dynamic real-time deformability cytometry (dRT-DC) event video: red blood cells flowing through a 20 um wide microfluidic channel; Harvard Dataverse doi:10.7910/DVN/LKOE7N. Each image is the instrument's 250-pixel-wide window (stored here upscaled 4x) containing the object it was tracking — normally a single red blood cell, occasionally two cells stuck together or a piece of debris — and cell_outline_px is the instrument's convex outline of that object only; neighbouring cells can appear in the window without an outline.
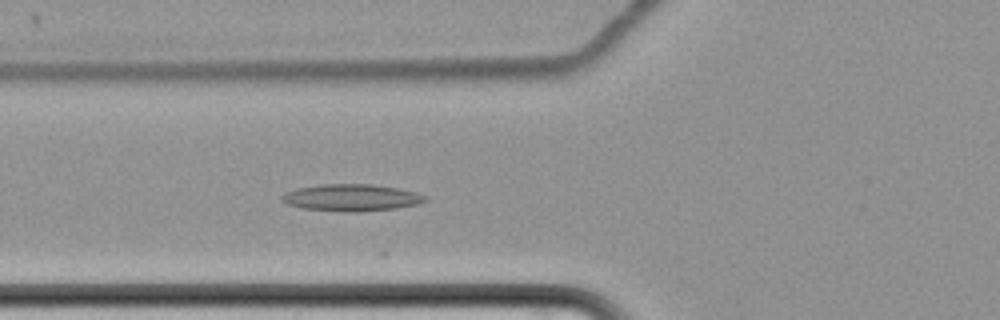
{"species": "common noctule bat (a hibernating species)", "species_latin": "Nyctalus noctula", "temperature_condition": "cold", "stored_images_in_passage": 36, "camera_frame_rate_fps": 3000, "um_per_image_px": 0.085, "animal": {"sex": "female", "body_mass_g": 22.7, "forearm_length_mm": 54.2}, "frame": {"image": 1, "passage_image": 30, "time_ms": 9.667, "image_size_px": [1000, 320], "cell_outline_px": [[428, 200], [416, 204], [396, 208], [352, 212], [344, 212], [304, 208], [288, 204], [280, 200], [280, 196], [296, 188], [320, 184], [368, 184], [396, 188], [416, 192], [428, 196]], "centroid_in_image_um": [29.87, 16.79], "position_along_channel_um": 95.9, "area_um2": 22.31}}
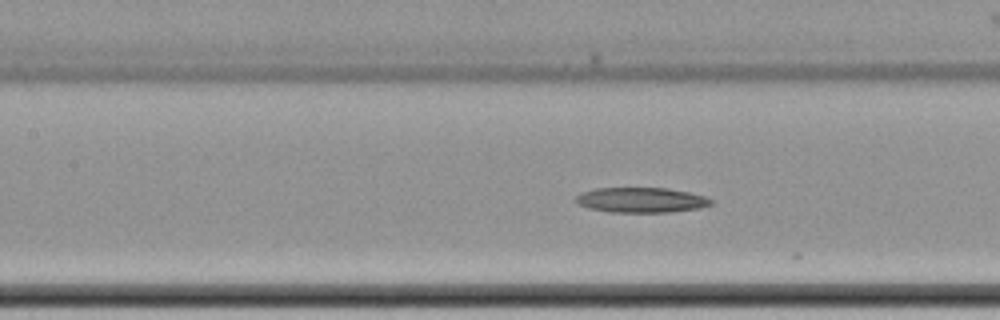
{"frame": {"image": 2, "passage_image": 35, "time_ms": 11.333, "image_size_px": [1000, 320], "cell_outline_px": [[712, 204], [700, 208], [668, 212], [608, 212], [588, 208], [576, 204], [576, 196], [580, 192], [596, 188], [668, 188], [688, 192], [704, 196], [712, 200]], "centroid_in_image_um": [54.46, 17.0], "position_along_channel_um": 152.9, "area_um2": 19.83}}